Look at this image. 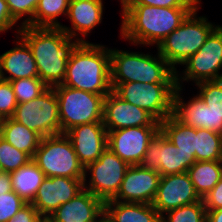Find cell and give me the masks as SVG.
I'll return each mask as SVG.
<instances>
[{
    "label": "cell",
    "instance_id": "cell-32",
    "mask_svg": "<svg viewBox=\"0 0 222 222\" xmlns=\"http://www.w3.org/2000/svg\"><path fill=\"white\" fill-rule=\"evenodd\" d=\"M32 158L0 137V166L4 172H13L26 165Z\"/></svg>",
    "mask_w": 222,
    "mask_h": 222
},
{
    "label": "cell",
    "instance_id": "cell-39",
    "mask_svg": "<svg viewBox=\"0 0 222 222\" xmlns=\"http://www.w3.org/2000/svg\"><path fill=\"white\" fill-rule=\"evenodd\" d=\"M17 21L11 16L8 4L5 0H0V33L13 29Z\"/></svg>",
    "mask_w": 222,
    "mask_h": 222
},
{
    "label": "cell",
    "instance_id": "cell-11",
    "mask_svg": "<svg viewBox=\"0 0 222 222\" xmlns=\"http://www.w3.org/2000/svg\"><path fill=\"white\" fill-rule=\"evenodd\" d=\"M186 69L176 71V84L182 87L183 82L192 81L197 84L202 81L222 79V25H218L206 38L205 43L183 64ZM182 76H181V75Z\"/></svg>",
    "mask_w": 222,
    "mask_h": 222
},
{
    "label": "cell",
    "instance_id": "cell-43",
    "mask_svg": "<svg viewBox=\"0 0 222 222\" xmlns=\"http://www.w3.org/2000/svg\"><path fill=\"white\" fill-rule=\"evenodd\" d=\"M95 222H111L103 213Z\"/></svg>",
    "mask_w": 222,
    "mask_h": 222
},
{
    "label": "cell",
    "instance_id": "cell-28",
    "mask_svg": "<svg viewBox=\"0 0 222 222\" xmlns=\"http://www.w3.org/2000/svg\"><path fill=\"white\" fill-rule=\"evenodd\" d=\"M70 0H39L33 17V27H61L59 16H67Z\"/></svg>",
    "mask_w": 222,
    "mask_h": 222
},
{
    "label": "cell",
    "instance_id": "cell-7",
    "mask_svg": "<svg viewBox=\"0 0 222 222\" xmlns=\"http://www.w3.org/2000/svg\"><path fill=\"white\" fill-rule=\"evenodd\" d=\"M53 88L58 100L61 134L81 124L103 122L105 96L62 84Z\"/></svg>",
    "mask_w": 222,
    "mask_h": 222
},
{
    "label": "cell",
    "instance_id": "cell-12",
    "mask_svg": "<svg viewBox=\"0 0 222 222\" xmlns=\"http://www.w3.org/2000/svg\"><path fill=\"white\" fill-rule=\"evenodd\" d=\"M129 167L130 165L127 162L120 159L107 148L98 160L89 164L84 169V189L90 191L103 202L112 200L119 192L121 183ZM88 175L89 179H86Z\"/></svg>",
    "mask_w": 222,
    "mask_h": 222
},
{
    "label": "cell",
    "instance_id": "cell-27",
    "mask_svg": "<svg viewBox=\"0 0 222 222\" xmlns=\"http://www.w3.org/2000/svg\"><path fill=\"white\" fill-rule=\"evenodd\" d=\"M187 173L202 199L222 178V161H196Z\"/></svg>",
    "mask_w": 222,
    "mask_h": 222
},
{
    "label": "cell",
    "instance_id": "cell-31",
    "mask_svg": "<svg viewBox=\"0 0 222 222\" xmlns=\"http://www.w3.org/2000/svg\"><path fill=\"white\" fill-rule=\"evenodd\" d=\"M17 103H26L41 95L48 86L39 78L10 81Z\"/></svg>",
    "mask_w": 222,
    "mask_h": 222
},
{
    "label": "cell",
    "instance_id": "cell-24",
    "mask_svg": "<svg viewBox=\"0 0 222 222\" xmlns=\"http://www.w3.org/2000/svg\"><path fill=\"white\" fill-rule=\"evenodd\" d=\"M104 214L111 222H161V215L152 204L104 202Z\"/></svg>",
    "mask_w": 222,
    "mask_h": 222
},
{
    "label": "cell",
    "instance_id": "cell-30",
    "mask_svg": "<svg viewBox=\"0 0 222 222\" xmlns=\"http://www.w3.org/2000/svg\"><path fill=\"white\" fill-rule=\"evenodd\" d=\"M161 222H207V211L203 200L184 205L164 213Z\"/></svg>",
    "mask_w": 222,
    "mask_h": 222
},
{
    "label": "cell",
    "instance_id": "cell-21",
    "mask_svg": "<svg viewBox=\"0 0 222 222\" xmlns=\"http://www.w3.org/2000/svg\"><path fill=\"white\" fill-rule=\"evenodd\" d=\"M104 213V202L83 189L59 206L50 217L55 222H95Z\"/></svg>",
    "mask_w": 222,
    "mask_h": 222
},
{
    "label": "cell",
    "instance_id": "cell-35",
    "mask_svg": "<svg viewBox=\"0 0 222 222\" xmlns=\"http://www.w3.org/2000/svg\"><path fill=\"white\" fill-rule=\"evenodd\" d=\"M17 106L10 81L0 80V120L11 118Z\"/></svg>",
    "mask_w": 222,
    "mask_h": 222
},
{
    "label": "cell",
    "instance_id": "cell-4",
    "mask_svg": "<svg viewBox=\"0 0 222 222\" xmlns=\"http://www.w3.org/2000/svg\"><path fill=\"white\" fill-rule=\"evenodd\" d=\"M195 86L199 92L188 102L180 95L183 87H176L172 115L186 126L222 134V79L202 81Z\"/></svg>",
    "mask_w": 222,
    "mask_h": 222
},
{
    "label": "cell",
    "instance_id": "cell-15",
    "mask_svg": "<svg viewBox=\"0 0 222 222\" xmlns=\"http://www.w3.org/2000/svg\"><path fill=\"white\" fill-rule=\"evenodd\" d=\"M187 172L160 177L153 207L162 216L169 210L200 201Z\"/></svg>",
    "mask_w": 222,
    "mask_h": 222
},
{
    "label": "cell",
    "instance_id": "cell-2",
    "mask_svg": "<svg viewBox=\"0 0 222 222\" xmlns=\"http://www.w3.org/2000/svg\"><path fill=\"white\" fill-rule=\"evenodd\" d=\"M194 9L122 5L121 38L136 46L157 47Z\"/></svg>",
    "mask_w": 222,
    "mask_h": 222
},
{
    "label": "cell",
    "instance_id": "cell-29",
    "mask_svg": "<svg viewBox=\"0 0 222 222\" xmlns=\"http://www.w3.org/2000/svg\"><path fill=\"white\" fill-rule=\"evenodd\" d=\"M196 161H222V134L197 129Z\"/></svg>",
    "mask_w": 222,
    "mask_h": 222
},
{
    "label": "cell",
    "instance_id": "cell-25",
    "mask_svg": "<svg viewBox=\"0 0 222 222\" xmlns=\"http://www.w3.org/2000/svg\"><path fill=\"white\" fill-rule=\"evenodd\" d=\"M0 137L16 149L34 157L42 137L12 117L0 120Z\"/></svg>",
    "mask_w": 222,
    "mask_h": 222
},
{
    "label": "cell",
    "instance_id": "cell-16",
    "mask_svg": "<svg viewBox=\"0 0 222 222\" xmlns=\"http://www.w3.org/2000/svg\"><path fill=\"white\" fill-rule=\"evenodd\" d=\"M84 179L46 177L32 201L40 216H50L84 189Z\"/></svg>",
    "mask_w": 222,
    "mask_h": 222
},
{
    "label": "cell",
    "instance_id": "cell-26",
    "mask_svg": "<svg viewBox=\"0 0 222 222\" xmlns=\"http://www.w3.org/2000/svg\"><path fill=\"white\" fill-rule=\"evenodd\" d=\"M10 176L12 190L26 203H32L40 185L46 178L45 174L33 160H30L16 171L11 172Z\"/></svg>",
    "mask_w": 222,
    "mask_h": 222
},
{
    "label": "cell",
    "instance_id": "cell-33",
    "mask_svg": "<svg viewBox=\"0 0 222 222\" xmlns=\"http://www.w3.org/2000/svg\"><path fill=\"white\" fill-rule=\"evenodd\" d=\"M8 4L11 16L18 22V20L24 18L21 25L17 27V33L22 26L33 27V17L35 9L38 5L39 0H5ZM28 17H24V16ZM26 18V19H25Z\"/></svg>",
    "mask_w": 222,
    "mask_h": 222
},
{
    "label": "cell",
    "instance_id": "cell-19",
    "mask_svg": "<svg viewBox=\"0 0 222 222\" xmlns=\"http://www.w3.org/2000/svg\"><path fill=\"white\" fill-rule=\"evenodd\" d=\"M140 165L161 176L184 173L183 156L161 131L149 142Z\"/></svg>",
    "mask_w": 222,
    "mask_h": 222
},
{
    "label": "cell",
    "instance_id": "cell-36",
    "mask_svg": "<svg viewBox=\"0 0 222 222\" xmlns=\"http://www.w3.org/2000/svg\"><path fill=\"white\" fill-rule=\"evenodd\" d=\"M201 0H124L123 5H147L169 8H196Z\"/></svg>",
    "mask_w": 222,
    "mask_h": 222
},
{
    "label": "cell",
    "instance_id": "cell-17",
    "mask_svg": "<svg viewBox=\"0 0 222 222\" xmlns=\"http://www.w3.org/2000/svg\"><path fill=\"white\" fill-rule=\"evenodd\" d=\"M161 175L141 165H130L113 201L151 204L155 198Z\"/></svg>",
    "mask_w": 222,
    "mask_h": 222
},
{
    "label": "cell",
    "instance_id": "cell-38",
    "mask_svg": "<svg viewBox=\"0 0 222 222\" xmlns=\"http://www.w3.org/2000/svg\"><path fill=\"white\" fill-rule=\"evenodd\" d=\"M40 214L31 203H26L8 222H36Z\"/></svg>",
    "mask_w": 222,
    "mask_h": 222
},
{
    "label": "cell",
    "instance_id": "cell-13",
    "mask_svg": "<svg viewBox=\"0 0 222 222\" xmlns=\"http://www.w3.org/2000/svg\"><path fill=\"white\" fill-rule=\"evenodd\" d=\"M160 127H128L108 132V149L129 165H140Z\"/></svg>",
    "mask_w": 222,
    "mask_h": 222
},
{
    "label": "cell",
    "instance_id": "cell-8",
    "mask_svg": "<svg viewBox=\"0 0 222 222\" xmlns=\"http://www.w3.org/2000/svg\"><path fill=\"white\" fill-rule=\"evenodd\" d=\"M32 160L46 177L84 179L80 164L70 139L65 134L43 137Z\"/></svg>",
    "mask_w": 222,
    "mask_h": 222
},
{
    "label": "cell",
    "instance_id": "cell-23",
    "mask_svg": "<svg viewBox=\"0 0 222 222\" xmlns=\"http://www.w3.org/2000/svg\"><path fill=\"white\" fill-rule=\"evenodd\" d=\"M160 131L184 158V173L196 162L197 129L186 126L173 115L160 122Z\"/></svg>",
    "mask_w": 222,
    "mask_h": 222
},
{
    "label": "cell",
    "instance_id": "cell-20",
    "mask_svg": "<svg viewBox=\"0 0 222 222\" xmlns=\"http://www.w3.org/2000/svg\"><path fill=\"white\" fill-rule=\"evenodd\" d=\"M103 0H70L67 18L71 21V27L61 25L70 38L80 42H89L84 38L102 22ZM84 38L79 37L80 35ZM77 36V37H76Z\"/></svg>",
    "mask_w": 222,
    "mask_h": 222
},
{
    "label": "cell",
    "instance_id": "cell-9",
    "mask_svg": "<svg viewBox=\"0 0 222 222\" xmlns=\"http://www.w3.org/2000/svg\"><path fill=\"white\" fill-rule=\"evenodd\" d=\"M111 87L122 100L146 110L158 122L172 115L177 84L126 82L111 84Z\"/></svg>",
    "mask_w": 222,
    "mask_h": 222
},
{
    "label": "cell",
    "instance_id": "cell-42",
    "mask_svg": "<svg viewBox=\"0 0 222 222\" xmlns=\"http://www.w3.org/2000/svg\"><path fill=\"white\" fill-rule=\"evenodd\" d=\"M36 222H55L50 216H41Z\"/></svg>",
    "mask_w": 222,
    "mask_h": 222
},
{
    "label": "cell",
    "instance_id": "cell-5",
    "mask_svg": "<svg viewBox=\"0 0 222 222\" xmlns=\"http://www.w3.org/2000/svg\"><path fill=\"white\" fill-rule=\"evenodd\" d=\"M110 82L176 84V71L159 52L153 56L110 48Z\"/></svg>",
    "mask_w": 222,
    "mask_h": 222
},
{
    "label": "cell",
    "instance_id": "cell-22",
    "mask_svg": "<svg viewBox=\"0 0 222 222\" xmlns=\"http://www.w3.org/2000/svg\"><path fill=\"white\" fill-rule=\"evenodd\" d=\"M16 42L13 48L0 55L1 78L7 81L38 78L36 61L28 44L19 35Z\"/></svg>",
    "mask_w": 222,
    "mask_h": 222
},
{
    "label": "cell",
    "instance_id": "cell-6",
    "mask_svg": "<svg viewBox=\"0 0 222 222\" xmlns=\"http://www.w3.org/2000/svg\"><path fill=\"white\" fill-rule=\"evenodd\" d=\"M196 7L167 37L156 47L157 52L177 71V65H183L205 43L206 38L218 26L214 25L206 16H197ZM176 65V66H175Z\"/></svg>",
    "mask_w": 222,
    "mask_h": 222
},
{
    "label": "cell",
    "instance_id": "cell-3",
    "mask_svg": "<svg viewBox=\"0 0 222 222\" xmlns=\"http://www.w3.org/2000/svg\"><path fill=\"white\" fill-rule=\"evenodd\" d=\"M62 85L106 97L112 91L110 48L80 42L71 53Z\"/></svg>",
    "mask_w": 222,
    "mask_h": 222
},
{
    "label": "cell",
    "instance_id": "cell-10",
    "mask_svg": "<svg viewBox=\"0 0 222 222\" xmlns=\"http://www.w3.org/2000/svg\"><path fill=\"white\" fill-rule=\"evenodd\" d=\"M12 118L42 138L61 134L59 106L54 88L48 87L31 101L17 103Z\"/></svg>",
    "mask_w": 222,
    "mask_h": 222
},
{
    "label": "cell",
    "instance_id": "cell-14",
    "mask_svg": "<svg viewBox=\"0 0 222 222\" xmlns=\"http://www.w3.org/2000/svg\"><path fill=\"white\" fill-rule=\"evenodd\" d=\"M103 124L107 132L128 127H160L150 113L122 100L113 91L104 99Z\"/></svg>",
    "mask_w": 222,
    "mask_h": 222
},
{
    "label": "cell",
    "instance_id": "cell-37",
    "mask_svg": "<svg viewBox=\"0 0 222 222\" xmlns=\"http://www.w3.org/2000/svg\"><path fill=\"white\" fill-rule=\"evenodd\" d=\"M202 200L206 210L222 209V178Z\"/></svg>",
    "mask_w": 222,
    "mask_h": 222
},
{
    "label": "cell",
    "instance_id": "cell-34",
    "mask_svg": "<svg viewBox=\"0 0 222 222\" xmlns=\"http://www.w3.org/2000/svg\"><path fill=\"white\" fill-rule=\"evenodd\" d=\"M25 204L14 191L0 194V222H8Z\"/></svg>",
    "mask_w": 222,
    "mask_h": 222
},
{
    "label": "cell",
    "instance_id": "cell-41",
    "mask_svg": "<svg viewBox=\"0 0 222 222\" xmlns=\"http://www.w3.org/2000/svg\"><path fill=\"white\" fill-rule=\"evenodd\" d=\"M207 222H222V209L206 210Z\"/></svg>",
    "mask_w": 222,
    "mask_h": 222
},
{
    "label": "cell",
    "instance_id": "cell-1",
    "mask_svg": "<svg viewBox=\"0 0 222 222\" xmlns=\"http://www.w3.org/2000/svg\"><path fill=\"white\" fill-rule=\"evenodd\" d=\"M18 35L33 54L38 78L48 87L62 84L71 53L80 41L70 38L60 27L22 26Z\"/></svg>",
    "mask_w": 222,
    "mask_h": 222
},
{
    "label": "cell",
    "instance_id": "cell-18",
    "mask_svg": "<svg viewBox=\"0 0 222 222\" xmlns=\"http://www.w3.org/2000/svg\"><path fill=\"white\" fill-rule=\"evenodd\" d=\"M70 139L80 164L84 169L108 148V132L103 122L81 124L68 130Z\"/></svg>",
    "mask_w": 222,
    "mask_h": 222
},
{
    "label": "cell",
    "instance_id": "cell-40",
    "mask_svg": "<svg viewBox=\"0 0 222 222\" xmlns=\"http://www.w3.org/2000/svg\"><path fill=\"white\" fill-rule=\"evenodd\" d=\"M12 190V181L9 172H0V194L9 193Z\"/></svg>",
    "mask_w": 222,
    "mask_h": 222
}]
</instances>
